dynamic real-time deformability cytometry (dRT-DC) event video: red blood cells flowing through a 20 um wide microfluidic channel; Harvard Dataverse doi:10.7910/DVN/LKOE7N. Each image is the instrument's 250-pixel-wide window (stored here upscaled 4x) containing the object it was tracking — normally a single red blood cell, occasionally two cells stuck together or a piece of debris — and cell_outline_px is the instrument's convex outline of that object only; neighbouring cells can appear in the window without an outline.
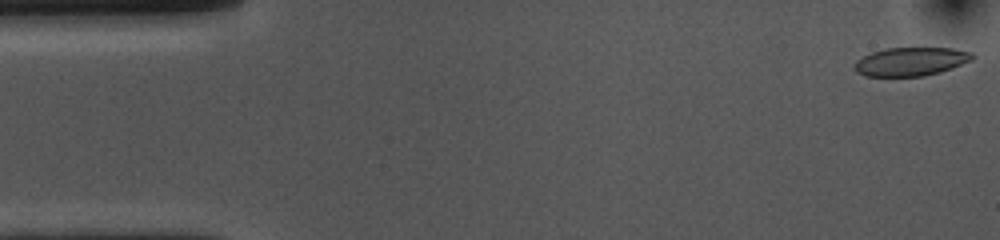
{"species": "common noctule bat (a hibernating species)", "species_latin": "Nyctalus noctula", "temperature_condition": "cold", "stored_images_in_passage": 53, "camera_frame_rate_fps": 3000, "um_per_image_px": 0.085, "animal": {"sex": "female", "body_mass_g": 10.0, "forearm_length_mm": 53.1}, "frame": {"image": 1, "passage_image": 1, "time_ms": 0.0, "image_size_px": [1000, 240], "cell_outline_px": [[976, 56], [972, 60], [952, 68], [940, 72], [924, 76], [864, 76], [856, 72], [852, 64], [856, 60], [872, 52], [888, 48], [952, 48], [972, 52]], "centroid_in_image_um": [77.42, 5.23], "position_along_channel_um": 7.6, "area_um2": 19.71}}
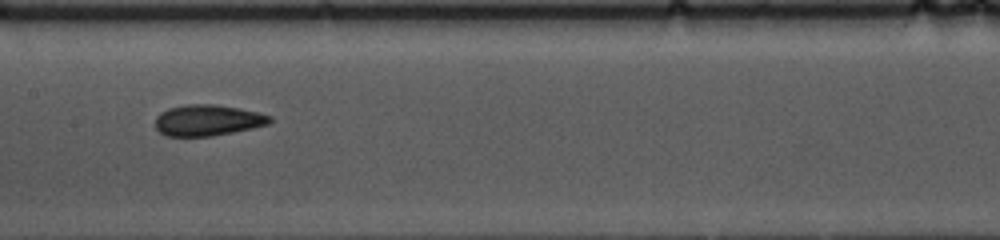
{"frame": {"image": 2, "passage_image": 25, "time_ms": 8.0, "image_size_px": [1000, 240], "cell_outline_px": [[272, 120], [268, 124], [252, 128], [212, 136], [164, 136], [156, 128], [156, 116], [160, 112], [168, 108], [188, 104], [212, 104], [240, 108], [272, 116]], "centroid_in_image_um": [17.63, 10.22], "position_along_channel_um": 189.8, "area_um2": 20.69}}
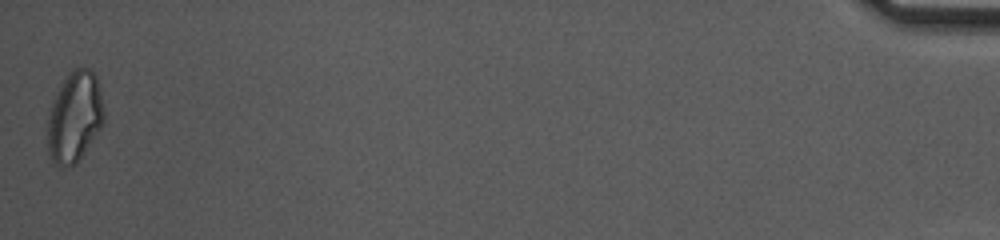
{"frame": {"image": 3, "passage_image": 53, "time_ms": 17.333, "image_size_px": [1000, 240], "cell_outline_px": [[104, 120], [100, 128], [76, 164], [64, 168], [60, 168], [52, 164], [48, 152], [48, 120], [52, 100], [60, 84], [68, 72], [76, 68], [88, 68], [96, 76], [100, 92], [104, 112]], "centroid_in_image_um": [6.31, 9.97], "position_along_channel_um": 428.9, "area_um2": 29.82}, "authors_computed_cell_mechanics": {"area_um2": 20.6924, "velocity_mm_per_s": 3.6505, "shape_relaxation_time_tau1_ms": 7.5592, "shape_relaxation_time_tau2_ms": 2.57, "deformation_change_tau1": 0.157, "deformation_change_tau2": 0.0807}}